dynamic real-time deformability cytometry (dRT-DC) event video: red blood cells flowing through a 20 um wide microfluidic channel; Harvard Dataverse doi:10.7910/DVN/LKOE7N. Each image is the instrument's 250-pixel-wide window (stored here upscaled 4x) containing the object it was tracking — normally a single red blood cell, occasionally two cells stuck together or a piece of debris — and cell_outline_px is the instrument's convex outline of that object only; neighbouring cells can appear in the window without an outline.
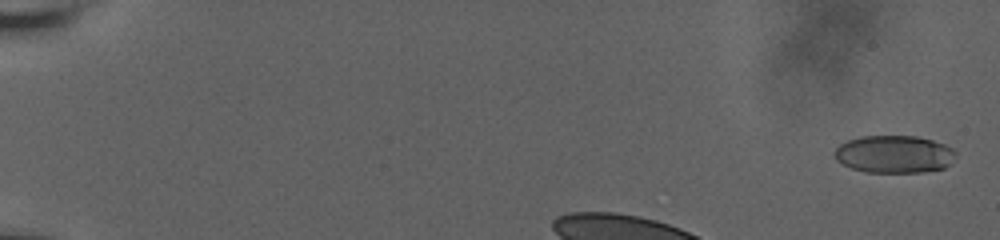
{"species": "human", "species_latin": "Homo sapiens", "temperature_condition": "room temperature", "stored_images_in_passage": 47, "camera_frame_rate_fps": 3000, "um_per_image_px": 0.085, "donor": {"sex": "male"}, "frame": {"image": 1, "passage_image": 2, "time_ms": 0.333, "image_size_px": [1000, 240], "cell_outline_px": [[956, 156], [944, 168], [920, 172], [868, 172], [852, 168], [836, 160], [836, 148], [840, 144], [848, 140], [860, 136], [916, 136], [932, 140], [944, 144], [952, 148], [956, 152]], "centroid_in_image_um": [76.02, 13.1], "position_along_channel_um": 9.0, "area_um2": 26.3}}
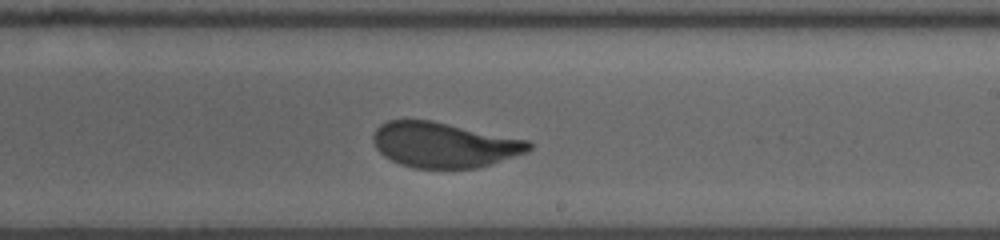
{"frame": {"image": 2, "passage_image": 32, "time_ms": 8.667, "image_size_px": [1000, 240], "cell_outline_px": [[532, 148], [528, 152], [492, 164], [476, 168], [412, 168], [400, 164], [384, 156], [376, 148], [372, 140], [372, 136], [376, 128], [380, 124], [388, 120], [432, 120], [528, 140], [532, 144]], "centroid_in_image_um": [37.74, 12.31], "position_along_channel_um": 251.3, "area_um2": 41.21}}
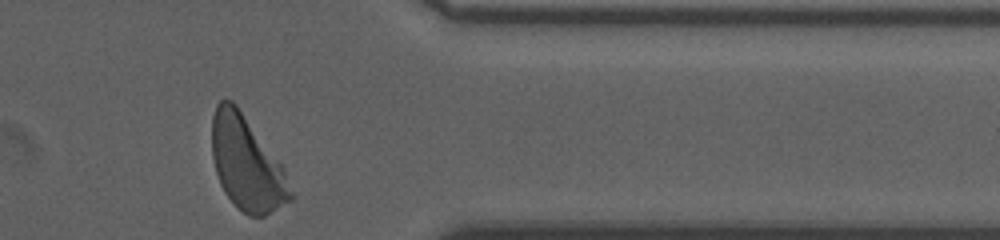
{"frame": {"image": 3, "passage_image": 47, "time_ms": 12.667, "image_size_px": [1000, 240], "cell_outline_px": [[296, 196], [292, 200], [264, 216], [248, 216], [224, 192], [220, 184], [216, 172], [212, 156], [212, 116], [216, 104], [220, 100], [232, 100], [236, 104], [280, 160], [284, 168]], "centroid_in_image_um": [21.01, 13.89], "position_along_channel_um": 390.4, "area_um2": 43.23}, "authors_computed_cell_mechanics": {"area_um2": 41.5582, "velocity_mm_per_s": 3.7259, "shape_relaxation_time_tau1_ms": 4.0662, "shape_relaxation_time_tau2_ms": null, "deformation_change_tau1": 0.1712, "deformation_change_tau2": null}}